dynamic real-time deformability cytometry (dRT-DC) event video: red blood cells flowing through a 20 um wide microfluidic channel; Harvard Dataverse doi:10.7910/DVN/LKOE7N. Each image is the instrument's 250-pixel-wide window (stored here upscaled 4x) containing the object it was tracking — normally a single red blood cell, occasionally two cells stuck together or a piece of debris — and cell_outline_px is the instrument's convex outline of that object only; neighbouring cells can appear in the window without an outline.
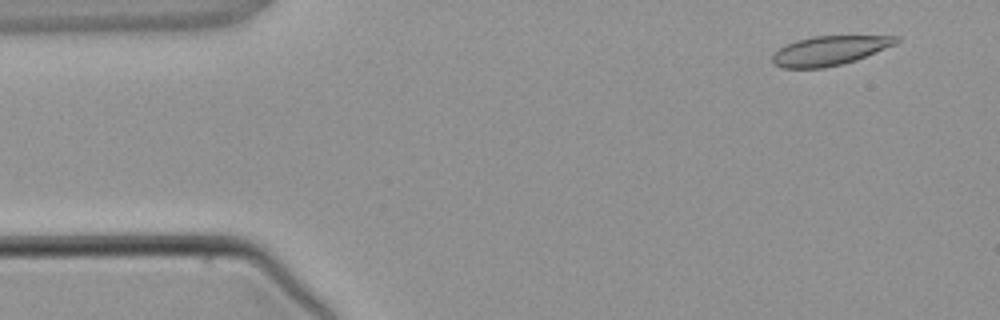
{"species": "common noctule bat (a hibernating species)", "species_latin": "Nyctalus noctula", "temperature_condition": "warm", "stored_images_in_passage": 3, "camera_frame_rate_fps": 3000, "um_per_image_px": 0.085, "animal": {"sex": "male", "body_mass_g": 21.5, "forearm_length_mm": 52.0}, "frame": {"image": 1, "passage_image": 1, "time_ms": 0.0, "image_size_px": [1000, 320], "cell_outline_px": [[900, 40], [896, 44], [856, 60], [844, 64], [824, 68], [784, 68], [772, 64], [772, 56], [780, 48], [796, 40], [816, 36], [900, 36]], "centroid_in_image_um": [70.52, 4.31], "position_along_channel_um": 14.5, "area_um2": 21.1}}
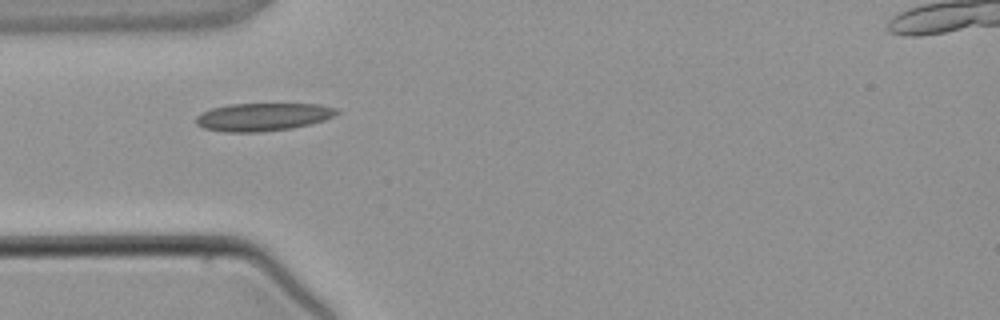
{"frame": {"image": 2, "passage_image": 3, "time_ms": 3.0, "image_size_px": [1000, 320], "cell_outline_px": [[340, 112], [324, 120], [312, 124], [292, 128], [256, 132], [224, 132], [204, 128], [196, 124], [196, 116], [200, 112], [212, 108], [228, 104], [320, 104], [336, 108]], "centroid_in_image_um": [22.33, 9.93], "position_along_channel_um": 62.7, "area_um2": 22.95}}